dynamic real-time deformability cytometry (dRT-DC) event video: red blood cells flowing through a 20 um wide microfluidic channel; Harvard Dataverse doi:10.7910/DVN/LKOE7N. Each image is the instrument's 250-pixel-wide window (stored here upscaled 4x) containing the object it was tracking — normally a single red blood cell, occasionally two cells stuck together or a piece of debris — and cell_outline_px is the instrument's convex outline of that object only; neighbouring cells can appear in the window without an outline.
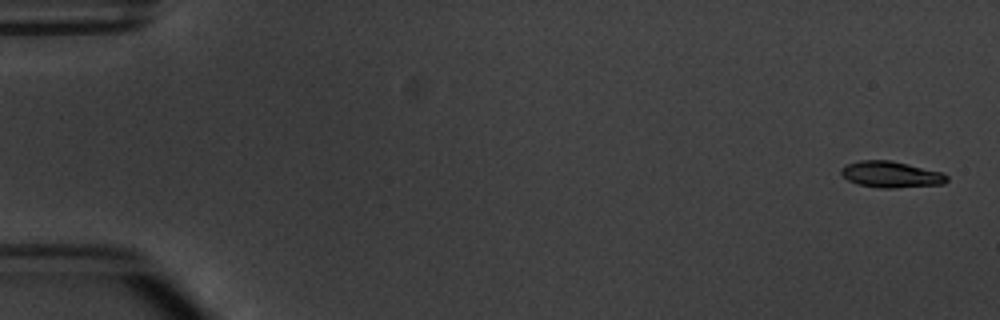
{"species": "common noctule bat (a hibernating species)", "species_latin": "Nyctalus noctula", "temperature_condition": "warm", "stored_images_in_passage": 5, "camera_frame_rate_fps": 3000, "um_per_image_px": 0.085, "animal": {"sex": "male", "body_mass_g": 20.1, "forearm_length_mm": 53.5}, "frame": {"image": 1, "passage_image": 1, "time_ms": 0.0, "image_size_px": [1000, 320], "cell_outline_px": [[948, 180], [944, 184], [892, 188], [880, 188], [860, 184], [848, 180], [840, 172], [840, 168], [848, 164], [860, 160], [888, 160], [908, 164], [944, 172], [948, 176]], "centroid_in_image_um": [75.77, 14.82], "position_along_channel_um": 9.2, "area_um2": 16.13}}
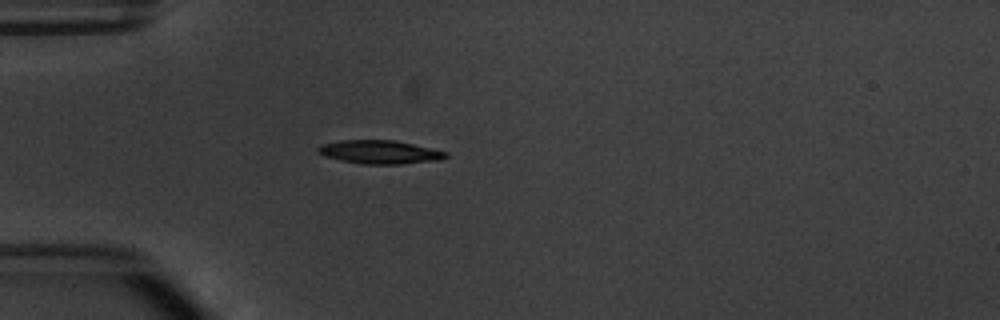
{"frame": {"image": 2, "passage_image": 5, "time_ms": 4.667, "image_size_px": [1000, 320], "cell_outline_px": [[448, 156], [440, 160], [400, 164], [360, 164], [340, 160], [324, 156], [316, 152], [316, 148], [320, 144], [340, 140], [392, 140], [412, 144], [448, 152]], "centroid_in_image_um": [32.22, 12.93], "position_along_channel_um": 52.8, "area_um2": 17.57}}